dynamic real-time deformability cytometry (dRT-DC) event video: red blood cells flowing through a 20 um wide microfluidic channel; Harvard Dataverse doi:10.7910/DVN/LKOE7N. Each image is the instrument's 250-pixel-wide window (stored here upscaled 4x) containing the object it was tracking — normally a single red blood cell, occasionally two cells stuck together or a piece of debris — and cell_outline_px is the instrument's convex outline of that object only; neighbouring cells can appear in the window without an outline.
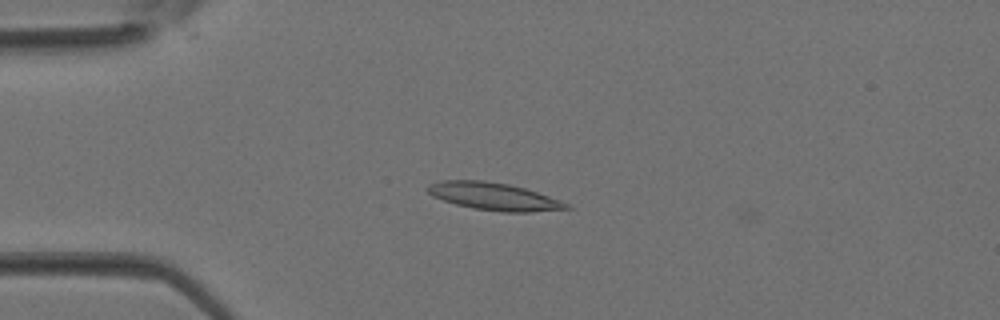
{"species": "Egyptian fruit bat (a non-hibernating species)", "species_latin": "Rousettus aegyptiacus", "temperature_condition": "room temperature", "stored_images_in_passage": 31, "camera_frame_rate_fps": 3000, "um_per_image_px": 0.085, "animal": {"sex": "female"}, "frame": {"image": 1, "passage_image": 3, "time_ms": 0.667, "image_size_px": [1000, 320], "cell_outline_px": [[572, 208], [532, 212], [500, 212], [472, 208], [456, 204], [432, 196], [424, 188], [428, 184], [440, 180], [484, 180], [508, 184], [524, 188], [560, 200], [568, 204]], "centroid_in_image_um": [41.93, 16.69], "position_along_channel_um": 43.1, "area_um2": 22.25}}
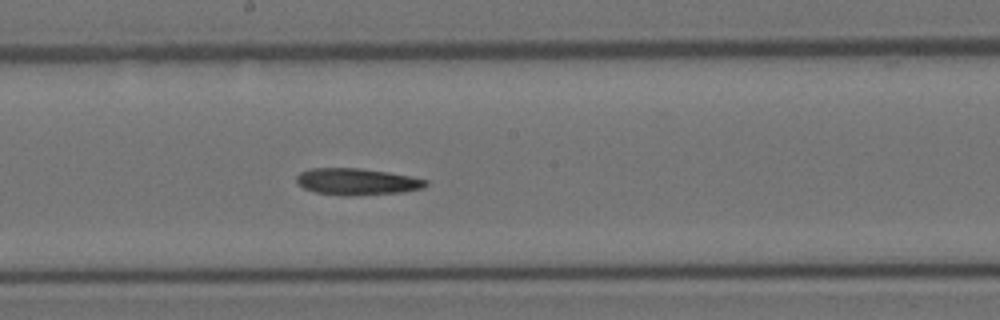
{"frame": {"image": 2, "passage_image": 14, "time_ms": 4.333, "image_size_px": [1000, 320], "cell_outline_px": [[428, 184], [424, 188], [404, 192], [352, 196], [344, 196], [316, 192], [304, 188], [296, 180], [296, 176], [300, 172], [308, 168], [360, 168], [388, 172], [428, 180]], "centroid_in_image_um": [30.35, 15.44], "position_along_channel_um": 217.9, "area_um2": 20.17}}
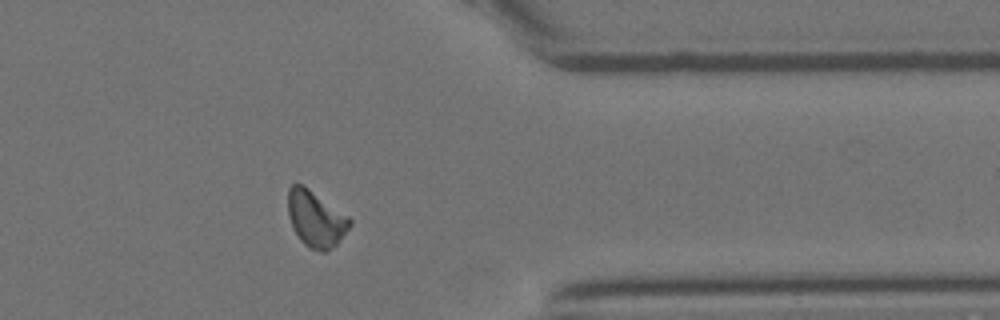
{"frame": {"image": 3, "passage_image": 24, "time_ms": 7.667, "image_size_px": [1000, 320], "cell_outline_px": [[352, 224], [336, 244], [332, 248], [324, 252], [320, 252], [308, 248], [300, 240], [292, 228], [288, 216], [288, 188], [296, 180], [304, 184], [348, 216], [352, 220]], "centroid_in_image_um": [26.81, 18.57], "position_along_channel_um": 384.6, "area_um2": 20.58}}